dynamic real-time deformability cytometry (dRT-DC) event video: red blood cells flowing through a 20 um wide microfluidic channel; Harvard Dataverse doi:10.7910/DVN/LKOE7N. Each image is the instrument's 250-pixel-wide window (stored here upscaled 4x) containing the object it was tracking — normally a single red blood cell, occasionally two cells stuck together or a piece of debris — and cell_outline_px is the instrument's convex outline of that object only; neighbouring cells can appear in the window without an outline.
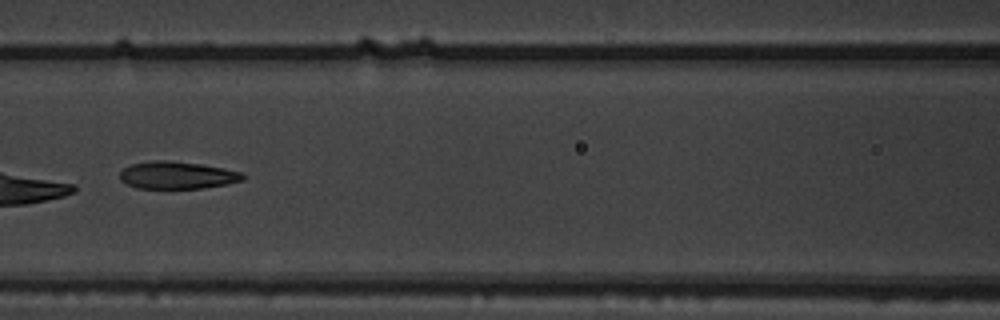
{"species": "common noctule bat (a hibernating species)", "species_latin": "Nyctalus noctula", "temperature_condition": "warm", "stored_images_in_passage": 6, "camera_frame_rate_fps": 3000, "um_per_image_px": 0.085, "animal": {"sex": "male", "body_mass_g": 19.5, "forearm_length_mm": 54.6}, "frame": {"image": 1, "passage_image": 4, "time_ms": 1.0, "image_size_px": [1000, 320], "cell_outline_px": [[244, 180], [228, 184], [204, 188], [136, 188], [120, 180], [120, 172], [124, 168], [132, 164], [152, 160], [168, 160], [200, 164], [224, 168], [244, 172]], "centroid_in_image_um": [15.09, 14.89], "position_along_channel_um": 151.5, "area_um2": 19.71}}
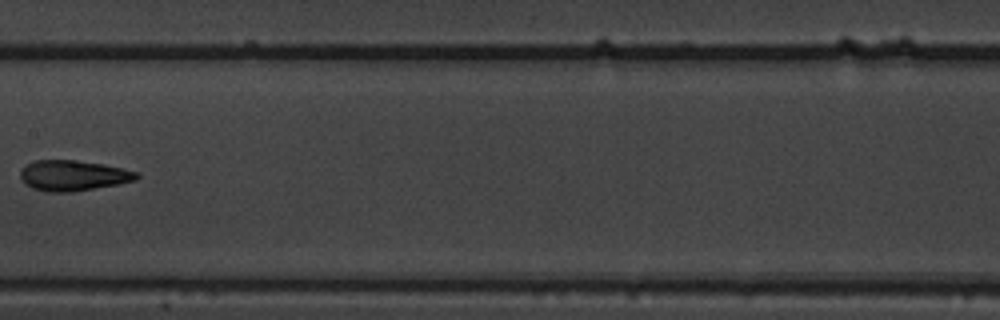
{"frame": {"image": 2, "passage_image": 5, "time_ms": 1.333, "image_size_px": [1000, 320], "cell_outline_px": [[140, 176], [136, 180], [116, 184], [72, 192], [48, 192], [32, 188], [24, 184], [20, 176], [20, 172], [28, 164], [36, 160], [72, 160], [104, 164], [140, 172]], "centroid_in_image_um": [6.23, 14.92], "position_along_channel_um": 201.2, "area_um2": 20.58}}
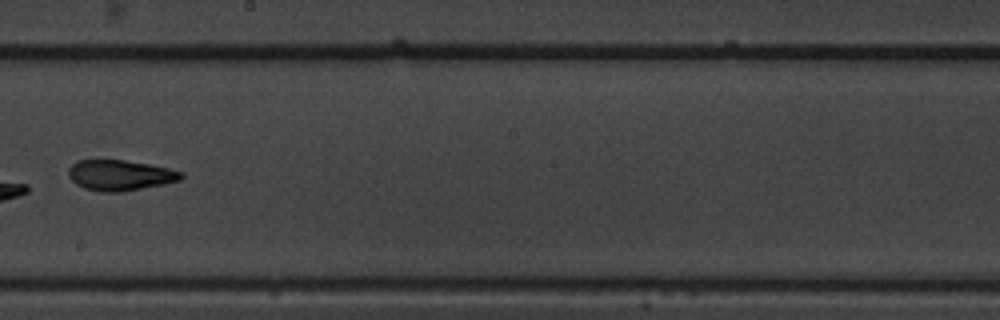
{"frame": {"image": 3, "passage_image": 6, "time_ms": 1.667, "image_size_px": [1000, 320], "cell_outline_px": [[184, 176], [180, 180], [164, 184], [120, 192], [100, 192], [84, 188], [76, 184], [68, 176], [68, 168], [72, 164], [80, 160], [124, 160], [148, 164], [168, 168], [184, 172]], "centroid_in_image_um": [10.2, 14.9], "position_along_channel_um": 238.0, "area_um2": 20.06}}